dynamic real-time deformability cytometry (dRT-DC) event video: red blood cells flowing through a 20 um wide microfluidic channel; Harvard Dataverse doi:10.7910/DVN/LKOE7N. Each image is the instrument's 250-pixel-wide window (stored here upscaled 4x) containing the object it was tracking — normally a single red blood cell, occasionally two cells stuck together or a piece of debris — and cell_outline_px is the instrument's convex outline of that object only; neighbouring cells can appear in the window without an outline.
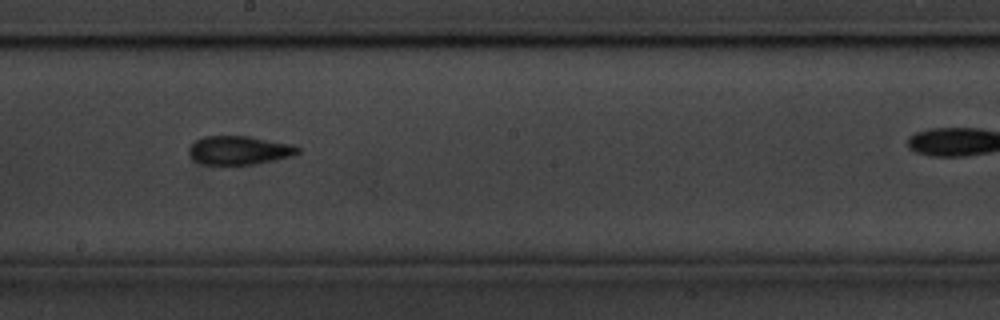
{"species": "common noctule bat (a hibernating species)", "species_latin": "Nyctalus noctula", "temperature_condition": "cold", "stored_images_in_passage": 41, "segment_of_instrument_passage": [1, 2], "camera_frame_rate_fps": 3000, "um_per_image_px": 0.085, "animal": {"sex": "male", "body_mass_g": 20.1, "forearm_length_mm": 53.5}, "frame": {"image": 1, "passage_image": 26, "time_ms": 8.333, "image_size_px": [1000, 320], "cell_outline_px": [[300, 152], [288, 156], [272, 160], [252, 164], [204, 164], [196, 160], [188, 152], [188, 148], [196, 140], [204, 136], [248, 136], [292, 144], [300, 148]], "centroid_in_image_um": [20.32, 12.75], "position_along_channel_um": 227.9, "area_um2": 17.8}}
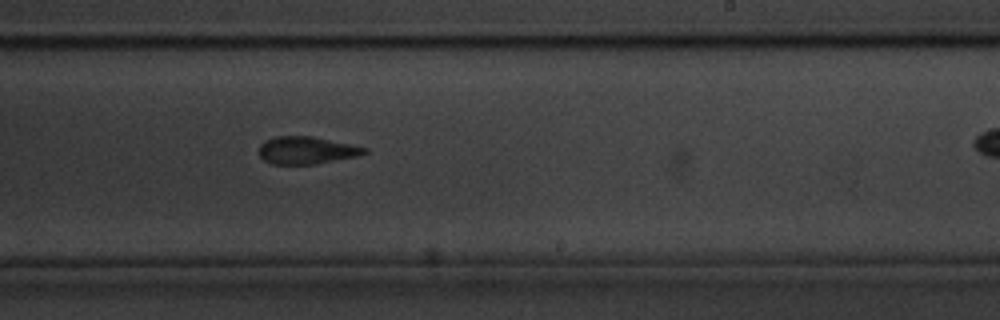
{"frame": {"image": 2, "passage_image": 29, "time_ms": 9.333, "image_size_px": [1000, 320], "cell_outline_px": [[368, 152], [356, 156], [312, 164], [272, 164], [264, 160], [260, 156], [260, 144], [264, 140], [276, 136], [312, 136], [368, 148]], "centroid_in_image_um": [26.02, 12.76], "position_along_channel_um": 263.0, "area_um2": 16.65}}
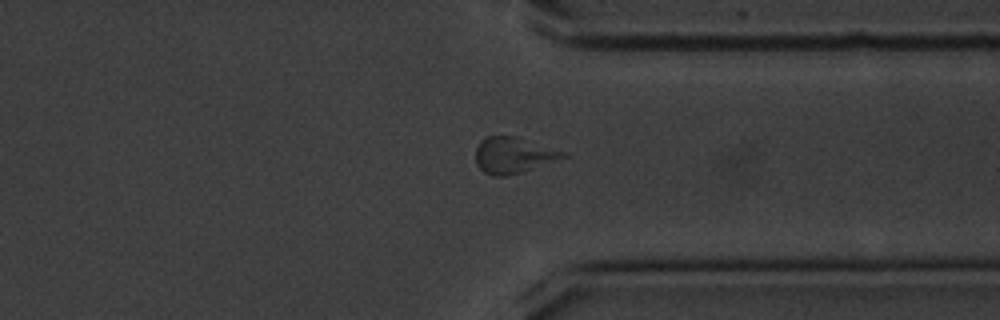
{"frame": {"image": 3, "passage_image": 38, "time_ms": 12.333, "image_size_px": [1000, 320], "cell_outline_px": [[568, 156], [520, 172], [504, 176], [492, 176], [484, 172], [476, 164], [476, 148], [480, 140], [484, 136], [520, 136], [568, 152]], "centroid_in_image_um": [43.64, 13.16], "position_along_channel_um": 367.8, "area_um2": 18.55}}